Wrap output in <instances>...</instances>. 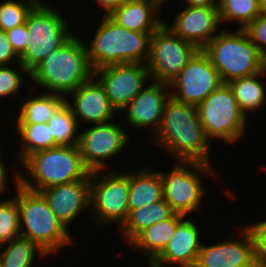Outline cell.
Listing matches in <instances>:
<instances>
[{
  "instance_id": "1",
  "label": "cell",
  "mask_w": 266,
  "mask_h": 267,
  "mask_svg": "<svg viewBox=\"0 0 266 267\" xmlns=\"http://www.w3.org/2000/svg\"><path fill=\"white\" fill-rule=\"evenodd\" d=\"M153 137V143L166 149L176 161L211 165L209 150L212 141L206 137L197 106L170 97L165 103L160 127Z\"/></svg>"
},
{
  "instance_id": "2",
  "label": "cell",
  "mask_w": 266,
  "mask_h": 267,
  "mask_svg": "<svg viewBox=\"0 0 266 267\" xmlns=\"http://www.w3.org/2000/svg\"><path fill=\"white\" fill-rule=\"evenodd\" d=\"M73 35L48 54L31 72L30 79L49 93L65 97L93 76L86 42Z\"/></svg>"
},
{
  "instance_id": "3",
  "label": "cell",
  "mask_w": 266,
  "mask_h": 267,
  "mask_svg": "<svg viewBox=\"0 0 266 267\" xmlns=\"http://www.w3.org/2000/svg\"><path fill=\"white\" fill-rule=\"evenodd\" d=\"M14 175V197L19 208L21 236L32 240L48 256L52 253L57 254L61 247L71 245L73 238L69 234V229L56 218L44 195L21 186L20 172L17 170Z\"/></svg>"
},
{
  "instance_id": "4",
  "label": "cell",
  "mask_w": 266,
  "mask_h": 267,
  "mask_svg": "<svg viewBox=\"0 0 266 267\" xmlns=\"http://www.w3.org/2000/svg\"><path fill=\"white\" fill-rule=\"evenodd\" d=\"M102 18L90 46L86 45L92 70L112 64L146 65L154 32L131 31L114 22L108 15Z\"/></svg>"
},
{
  "instance_id": "5",
  "label": "cell",
  "mask_w": 266,
  "mask_h": 267,
  "mask_svg": "<svg viewBox=\"0 0 266 267\" xmlns=\"http://www.w3.org/2000/svg\"><path fill=\"white\" fill-rule=\"evenodd\" d=\"M21 166L29 177L19 176V184L40 192L55 185L76 180H90L91 171L85 166L78 146H57L29 155Z\"/></svg>"
},
{
  "instance_id": "6",
  "label": "cell",
  "mask_w": 266,
  "mask_h": 267,
  "mask_svg": "<svg viewBox=\"0 0 266 267\" xmlns=\"http://www.w3.org/2000/svg\"><path fill=\"white\" fill-rule=\"evenodd\" d=\"M219 72L223 82L260 73L266 59L244 29L221 30L203 49Z\"/></svg>"
},
{
  "instance_id": "7",
  "label": "cell",
  "mask_w": 266,
  "mask_h": 267,
  "mask_svg": "<svg viewBox=\"0 0 266 267\" xmlns=\"http://www.w3.org/2000/svg\"><path fill=\"white\" fill-rule=\"evenodd\" d=\"M68 21L50 5L40 0L27 15L26 50L19 56L20 64L30 73L48 54L65 44L75 33Z\"/></svg>"
},
{
  "instance_id": "8",
  "label": "cell",
  "mask_w": 266,
  "mask_h": 267,
  "mask_svg": "<svg viewBox=\"0 0 266 267\" xmlns=\"http://www.w3.org/2000/svg\"><path fill=\"white\" fill-rule=\"evenodd\" d=\"M213 167L197 161H177L170 172L159 171L163 180V199L175 213L187 217L201 208L207 192L201 178L203 174L215 177Z\"/></svg>"
},
{
  "instance_id": "9",
  "label": "cell",
  "mask_w": 266,
  "mask_h": 267,
  "mask_svg": "<svg viewBox=\"0 0 266 267\" xmlns=\"http://www.w3.org/2000/svg\"><path fill=\"white\" fill-rule=\"evenodd\" d=\"M197 110L209 141L215 138L231 144L246 134L247 118L240 111L228 84L224 83L213 91L197 106Z\"/></svg>"
},
{
  "instance_id": "10",
  "label": "cell",
  "mask_w": 266,
  "mask_h": 267,
  "mask_svg": "<svg viewBox=\"0 0 266 267\" xmlns=\"http://www.w3.org/2000/svg\"><path fill=\"white\" fill-rule=\"evenodd\" d=\"M101 172L90 173V214L99 225L116 223L120 228L129 214V172L111 170L103 177Z\"/></svg>"
},
{
  "instance_id": "11",
  "label": "cell",
  "mask_w": 266,
  "mask_h": 267,
  "mask_svg": "<svg viewBox=\"0 0 266 267\" xmlns=\"http://www.w3.org/2000/svg\"><path fill=\"white\" fill-rule=\"evenodd\" d=\"M199 49L163 23L153 34L146 66L154 81L169 84Z\"/></svg>"
},
{
  "instance_id": "12",
  "label": "cell",
  "mask_w": 266,
  "mask_h": 267,
  "mask_svg": "<svg viewBox=\"0 0 266 267\" xmlns=\"http://www.w3.org/2000/svg\"><path fill=\"white\" fill-rule=\"evenodd\" d=\"M222 85L224 82L209 56L199 49L169 83L170 90L172 89L170 97L182 103L198 106Z\"/></svg>"
},
{
  "instance_id": "13",
  "label": "cell",
  "mask_w": 266,
  "mask_h": 267,
  "mask_svg": "<svg viewBox=\"0 0 266 267\" xmlns=\"http://www.w3.org/2000/svg\"><path fill=\"white\" fill-rule=\"evenodd\" d=\"M79 135V152L91 172L108 170L107 159L121 154L127 148L130 138L127 131L113 120L91 125Z\"/></svg>"
},
{
  "instance_id": "14",
  "label": "cell",
  "mask_w": 266,
  "mask_h": 267,
  "mask_svg": "<svg viewBox=\"0 0 266 267\" xmlns=\"http://www.w3.org/2000/svg\"><path fill=\"white\" fill-rule=\"evenodd\" d=\"M93 76L105 89L111 106L118 112L142 91L146 83L152 80L145 64L128 63L103 66L93 71Z\"/></svg>"
},
{
  "instance_id": "15",
  "label": "cell",
  "mask_w": 266,
  "mask_h": 267,
  "mask_svg": "<svg viewBox=\"0 0 266 267\" xmlns=\"http://www.w3.org/2000/svg\"><path fill=\"white\" fill-rule=\"evenodd\" d=\"M173 24L167 26L175 35L203 49L220 31L218 7L187 6L174 16Z\"/></svg>"
},
{
  "instance_id": "16",
  "label": "cell",
  "mask_w": 266,
  "mask_h": 267,
  "mask_svg": "<svg viewBox=\"0 0 266 267\" xmlns=\"http://www.w3.org/2000/svg\"><path fill=\"white\" fill-rule=\"evenodd\" d=\"M73 96V101H66L72 110L74 117L80 123L89 122L96 124L107 123L113 120V116L117 113L111 106L109 99L105 93L104 87L91 77L87 82L81 84L76 90L69 93V97Z\"/></svg>"
},
{
  "instance_id": "17",
  "label": "cell",
  "mask_w": 266,
  "mask_h": 267,
  "mask_svg": "<svg viewBox=\"0 0 266 267\" xmlns=\"http://www.w3.org/2000/svg\"><path fill=\"white\" fill-rule=\"evenodd\" d=\"M123 109L130 125L136 128L151 127L156 134L162 121L166 101L170 98L169 84L150 81Z\"/></svg>"
},
{
  "instance_id": "18",
  "label": "cell",
  "mask_w": 266,
  "mask_h": 267,
  "mask_svg": "<svg viewBox=\"0 0 266 267\" xmlns=\"http://www.w3.org/2000/svg\"><path fill=\"white\" fill-rule=\"evenodd\" d=\"M241 229L239 240L203 244L197 261L206 267H256L255 247L247 230Z\"/></svg>"
},
{
  "instance_id": "19",
  "label": "cell",
  "mask_w": 266,
  "mask_h": 267,
  "mask_svg": "<svg viewBox=\"0 0 266 267\" xmlns=\"http://www.w3.org/2000/svg\"><path fill=\"white\" fill-rule=\"evenodd\" d=\"M56 218L68 227L82 212L90 210V180H76L40 191ZM88 209V210H87Z\"/></svg>"
},
{
  "instance_id": "20",
  "label": "cell",
  "mask_w": 266,
  "mask_h": 267,
  "mask_svg": "<svg viewBox=\"0 0 266 267\" xmlns=\"http://www.w3.org/2000/svg\"><path fill=\"white\" fill-rule=\"evenodd\" d=\"M198 229L194 221L183 219L176 227L166 248L149 266L161 267L170 263L186 267L197 261L203 245V242H200L201 233Z\"/></svg>"
},
{
  "instance_id": "21",
  "label": "cell",
  "mask_w": 266,
  "mask_h": 267,
  "mask_svg": "<svg viewBox=\"0 0 266 267\" xmlns=\"http://www.w3.org/2000/svg\"><path fill=\"white\" fill-rule=\"evenodd\" d=\"M160 6L158 0H126L108 16L128 30L155 32L164 23V19L157 16Z\"/></svg>"
},
{
  "instance_id": "22",
  "label": "cell",
  "mask_w": 266,
  "mask_h": 267,
  "mask_svg": "<svg viewBox=\"0 0 266 267\" xmlns=\"http://www.w3.org/2000/svg\"><path fill=\"white\" fill-rule=\"evenodd\" d=\"M185 217L175 213L171 218L155 223L141 231L128 245L147 255L145 258L150 265L166 248L176 227Z\"/></svg>"
},
{
  "instance_id": "23",
  "label": "cell",
  "mask_w": 266,
  "mask_h": 267,
  "mask_svg": "<svg viewBox=\"0 0 266 267\" xmlns=\"http://www.w3.org/2000/svg\"><path fill=\"white\" fill-rule=\"evenodd\" d=\"M143 168L129 172V211L163 199V180L159 170Z\"/></svg>"
},
{
  "instance_id": "24",
  "label": "cell",
  "mask_w": 266,
  "mask_h": 267,
  "mask_svg": "<svg viewBox=\"0 0 266 267\" xmlns=\"http://www.w3.org/2000/svg\"><path fill=\"white\" fill-rule=\"evenodd\" d=\"M175 212L164 199L129 211L126 221L118 231L128 244L144 229L160 221L171 218Z\"/></svg>"
},
{
  "instance_id": "25",
  "label": "cell",
  "mask_w": 266,
  "mask_h": 267,
  "mask_svg": "<svg viewBox=\"0 0 266 267\" xmlns=\"http://www.w3.org/2000/svg\"><path fill=\"white\" fill-rule=\"evenodd\" d=\"M266 76V68L260 73L238 78L228 82L240 111L247 117V113L261 109L265 104L266 92L259 76ZM258 78V80H257Z\"/></svg>"
},
{
  "instance_id": "26",
  "label": "cell",
  "mask_w": 266,
  "mask_h": 267,
  "mask_svg": "<svg viewBox=\"0 0 266 267\" xmlns=\"http://www.w3.org/2000/svg\"><path fill=\"white\" fill-rule=\"evenodd\" d=\"M25 99L21 108L18 109L19 115L16 119V124H41L48 123L51 119L54 110L66 99L63 95H58L49 92Z\"/></svg>"
},
{
  "instance_id": "27",
  "label": "cell",
  "mask_w": 266,
  "mask_h": 267,
  "mask_svg": "<svg viewBox=\"0 0 266 267\" xmlns=\"http://www.w3.org/2000/svg\"><path fill=\"white\" fill-rule=\"evenodd\" d=\"M48 123L41 124H17L16 131L20 134L19 149L20 164L31 154L57 147L52 138Z\"/></svg>"
},
{
  "instance_id": "28",
  "label": "cell",
  "mask_w": 266,
  "mask_h": 267,
  "mask_svg": "<svg viewBox=\"0 0 266 267\" xmlns=\"http://www.w3.org/2000/svg\"><path fill=\"white\" fill-rule=\"evenodd\" d=\"M66 99L54 110L48 121L52 138L57 146H78L79 128ZM78 134V135H76Z\"/></svg>"
},
{
  "instance_id": "29",
  "label": "cell",
  "mask_w": 266,
  "mask_h": 267,
  "mask_svg": "<svg viewBox=\"0 0 266 267\" xmlns=\"http://www.w3.org/2000/svg\"><path fill=\"white\" fill-rule=\"evenodd\" d=\"M8 244V245H7ZM5 247V250L3 247ZM0 262L2 267H32L36 253L40 258L47 256L37 244L29 238L23 236L17 237L15 240L0 245ZM37 251V252H36Z\"/></svg>"
},
{
  "instance_id": "30",
  "label": "cell",
  "mask_w": 266,
  "mask_h": 267,
  "mask_svg": "<svg viewBox=\"0 0 266 267\" xmlns=\"http://www.w3.org/2000/svg\"><path fill=\"white\" fill-rule=\"evenodd\" d=\"M219 17L223 22H237L244 29L261 13L260 0H220Z\"/></svg>"
},
{
  "instance_id": "31",
  "label": "cell",
  "mask_w": 266,
  "mask_h": 267,
  "mask_svg": "<svg viewBox=\"0 0 266 267\" xmlns=\"http://www.w3.org/2000/svg\"><path fill=\"white\" fill-rule=\"evenodd\" d=\"M13 197V198H12ZM0 201V245L21 236L19 208L14 196Z\"/></svg>"
},
{
  "instance_id": "32",
  "label": "cell",
  "mask_w": 266,
  "mask_h": 267,
  "mask_svg": "<svg viewBox=\"0 0 266 267\" xmlns=\"http://www.w3.org/2000/svg\"><path fill=\"white\" fill-rule=\"evenodd\" d=\"M40 0H7L0 2V31L25 23L27 15Z\"/></svg>"
},
{
  "instance_id": "33",
  "label": "cell",
  "mask_w": 266,
  "mask_h": 267,
  "mask_svg": "<svg viewBox=\"0 0 266 267\" xmlns=\"http://www.w3.org/2000/svg\"><path fill=\"white\" fill-rule=\"evenodd\" d=\"M18 67V70L23 71L21 74L20 71L12 69L11 65L0 66V98L17 94L22 88L23 75L30 77V73L21 64H18Z\"/></svg>"
},
{
  "instance_id": "34",
  "label": "cell",
  "mask_w": 266,
  "mask_h": 267,
  "mask_svg": "<svg viewBox=\"0 0 266 267\" xmlns=\"http://www.w3.org/2000/svg\"><path fill=\"white\" fill-rule=\"evenodd\" d=\"M244 30L266 59V13L261 12Z\"/></svg>"
},
{
  "instance_id": "35",
  "label": "cell",
  "mask_w": 266,
  "mask_h": 267,
  "mask_svg": "<svg viewBox=\"0 0 266 267\" xmlns=\"http://www.w3.org/2000/svg\"><path fill=\"white\" fill-rule=\"evenodd\" d=\"M255 247L258 260L266 261V220L244 227Z\"/></svg>"
},
{
  "instance_id": "36",
  "label": "cell",
  "mask_w": 266,
  "mask_h": 267,
  "mask_svg": "<svg viewBox=\"0 0 266 267\" xmlns=\"http://www.w3.org/2000/svg\"><path fill=\"white\" fill-rule=\"evenodd\" d=\"M6 33L13 50L18 56H20L26 50L29 40L26 24L23 23L16 26L15 28L6 31Z\"/></svg>"
},
{
  "instance_id": "37",
  "label": "cell",
  "mask_w": 266,
  "mask_h": 267,
  "mask_svg": "<svg viewBox=\"0 0 266 267\" xmlns=\"http://www.w3.org/2000/svg\"><path fill=\"white\" fill-rule=\"evenodd\" d=\"M15 62L20 64V57L13 50L7 33L0 31V66H9L11 63L15 65Z\"/></svg>"
},
{
  "instance_id": "38",
  "label": "cell",
  "mask_w": 266,
  "mask_h": 267,
  "mask_svg": "<svg viewBox=\"0 0 266 267\" xmlns=\"http://www.w3.org/2000/svg\"><path fill=\"white\" fill-rule=\"evenodd\" d=\"M99 7H103L104 14L109 15L114 9L119 8L126 0H94Z\"/></svg>"
},
{
  "instance_id": "39",
  "label": "cell",
  "mask_w": 266,
  "mask_h": 267,
  "mask_svg": "<svg viewBox=\"0 0 266 267\" xmlns=\"http://www.w3.org/2000/svg\"><path fill=\"white\" fill-rule=\"evenodd\" d=\"M218 1V2H217ZM183 0L186 3V6L194 7H219L220 0Z\"/></svg>"
},
{
  "instance_id": "40",
  "label": "cell",
  "mask_w": 266,
  "mask_h": 267,
  "mask_svg": "<svg viewBox=\"0 0 266 267\" xmlns=\"http://www.w3.org/2000/svg\"><path fill=\"white\" fill-rule=\"evenodd\" d=\"M0 154H1V152H0ZM6 169H7V167H5V165L2 161L1 155H0V193L1 194L6 193L5 190H7V188H8V186L6 185L7 181H8V178H7L8 171H6Z\"/></svg>"
},
{
  "instance_id": "41",
  "label": "cell",
  "mask_w": 266,
  "mask_h": 267,
  "mask_svg": "<svg viewBox=\"0 0 266 267\" xmlns=\"http://www.w3.org/2000/svg\"><path fill=\"white\" fill-rule=\"evenodd\" d=\"M261 2V12L266 13V0H260Z\"/></svg>"
},
{
  "instance_id": "42",
  "label": "cell",
  "mask_w": 266,
  "mask_h": 267,
  "mask_svg": "<svg viewBox=\"0 0 266 267\" xmlns=\"http://www.w3.org/2000/svg\"><path fill=\"white\" fill-rule=\"evenodd\" d=\"M186 267H206V266H203L198 261H194L191 265H188Z\"/></svg>"
},
{
  "instance_id": "43",
  "label": "cell",
  "mask_w": 266,
  "mask_h": 267,
  "mask_svg": "<svg viewBox=\"0 0 266 267\" xmlns=\"http://www.w3.org/2000/svg\"><path fill=\"white\" fill-rule=\"evenodd\" d=\"M256 267H266V261L258 260Z\"/></svg>"
},
{
  "instance_id": "44",
  "label": "cell",
  "mask_w": 266,
  "mask_h": 267,
  "mask_svg": "<svg viewBox=\"0 0 266 267\" xmlns=\"http://www.w3.org/2000/svg\"><path fill=\"white\" fill-rule=\"evenodd\" d=\"M161 4H165V1L167 2V0H158Z\"/></svg>"
}]
</instances>
